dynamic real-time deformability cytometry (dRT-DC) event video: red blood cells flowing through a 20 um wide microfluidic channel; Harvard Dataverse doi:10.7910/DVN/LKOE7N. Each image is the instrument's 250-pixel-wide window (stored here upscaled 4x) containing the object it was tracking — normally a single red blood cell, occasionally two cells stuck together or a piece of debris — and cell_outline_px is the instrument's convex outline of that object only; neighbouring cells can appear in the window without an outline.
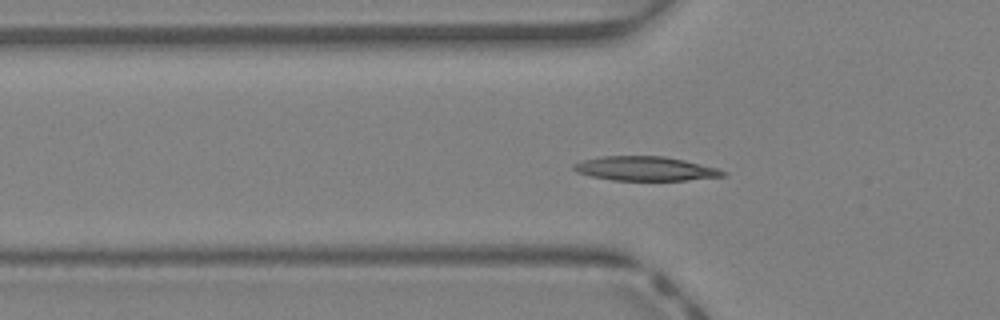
{"species": "Egyptian fruit bat (a non-hibernating species)", "species_latin": "Rousettus aegyptiacus", "temperature_condition": "warm", "stored_images_in_passage": 45, "camera_frame_rate_fps": 3000, "um_per_image_px": 0.085, "animal": {"sex": "female"}, "frame": {"image": 1, "passage_image": 15, "time_ms": 4.667, "image_size_px": [1000, 320], "cell_outline_px": [[728, 176], [684, 180], [612, 180], [592, 176], [576, 172], [572, 168], [572, 164], [584, 160], [600, 156], [664, 156], [684, 160], [716, 168], [728, 172]], "centroid_in_image_um": [54.85, 14.33], "position_along_channel_um": 70.9, "area_um2": 21.04}}
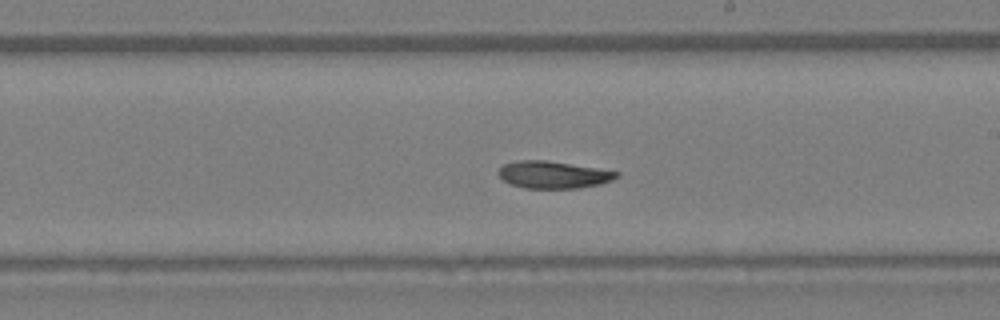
{"frame": {"image": 2, "passage_image": 26, "time_ms": 8.333, "image_size_px": [1000, 320], "cell_outline_px": [[620, 176], [612, 180], [600, 184], [580, 188], [524, 188], [512, 184], [504, 180], [496, 172], [504, 164], [516, 160], [544, 160], [596, 168], [620, 172]], "centroid_in_image_um": [47.03, 14.85], "position_along_channel_um": 242.0, "area_um2": 18.61}}
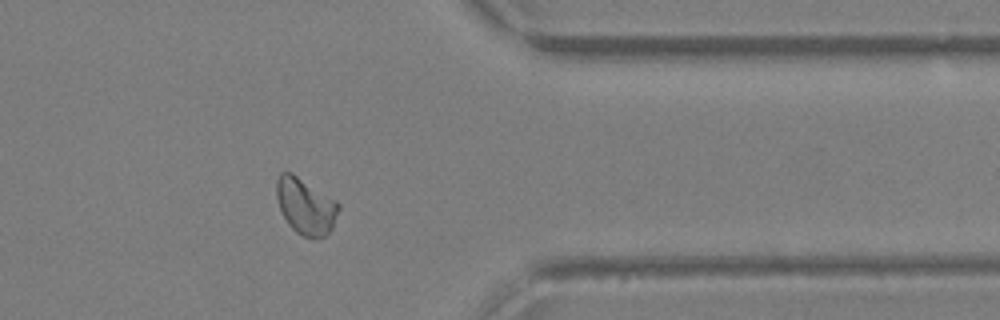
{"frame": {"image": 3, "passage_image": 36, "time_ms": 11.667, "image_size_px": [1000, 320], "cell_outline_px": [[340, 208], [332, 228], [324, 236], [312, 240], [296, 232], [288, 224], [280, 208], [276, 196], [276, 180], [280, 172], [292, 172], [336, 200], [340, 204]], "centroid_in_image_um": [25.98, 17.52], "position_along_channel_um": 385.4, "area_um2": 20.46}, "authors_computed_cell_mechanics": {"area_um2": 20.0566, "velocity_mm_per_s": 4.665, "shape_relaxation_time_tau1_ms": 5.3288, "shape_relaxation_time_tau2_ms": null, "deformation_change_tau1": 0.155, "deformation_change_tau2": null}}